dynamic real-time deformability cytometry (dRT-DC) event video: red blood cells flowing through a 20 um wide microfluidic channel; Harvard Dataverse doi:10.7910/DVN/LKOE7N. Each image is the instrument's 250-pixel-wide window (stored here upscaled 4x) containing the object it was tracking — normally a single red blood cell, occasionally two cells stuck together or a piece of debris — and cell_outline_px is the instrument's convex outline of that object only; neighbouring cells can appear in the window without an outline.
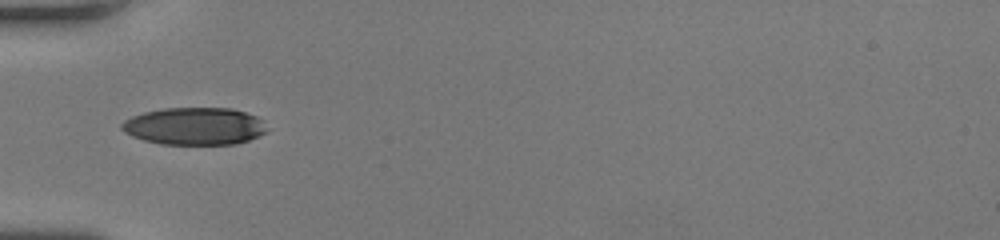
{"species": "human", "species_latin": "Homo sapiens", "temperature_condition": "room temperature", "stored_images_in_passage": 33, "camera_frame_rate_fps": 3000, "um_per_image_px": 0.085, "donor": {"sex": "female"}, "frame": {"image": 1, "passage_image": 1, "time_ms": 0.0, "image_size_px": [1000, 240], "cell_outline_px": [[268, 132], [248, 140], [236, 144], [160, 144], [144, 140], [132, 136], [124, 132], [120, 128], [120, 124], [124, 120], [132, 116], [144, 112], [164, 108], [232, 108], [256, 116], [264, 120]], "centroid_in_image_um": [16.54, 10.72], "position_along_channel_um": 68.5, "area_um2": 31.85}}
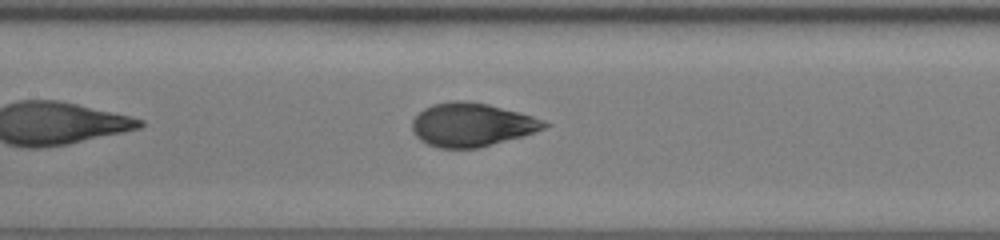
{"frame": {"image": 2, "passage_image": 8, "time_ms": 2.333, "image_size_px": [1000, 240], "cell_outline_px": [[552, 124], [544, 128], [520, 136], [492, 144], [476, 148], [440, 148], [428, 144], [420, 140], [412, 132], [412, 120], [424, 108], [432, 104], [452, 100], [460, 100], [488, 104], [520, 112], [544, 120]], "centroid_in_image_um": [40.07, 10.59], "position_along_channel_um": 167.3, "area_um2": 33.29}}
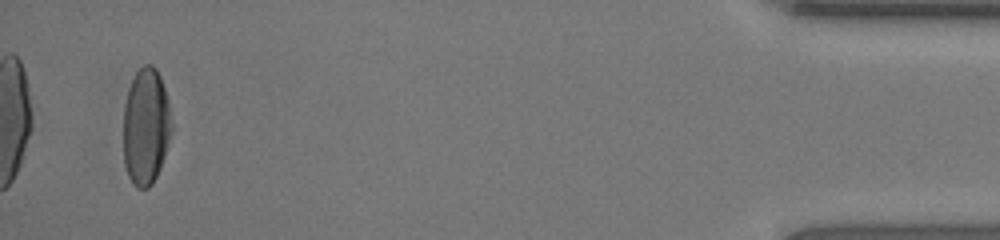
{"frame": {"image": 3, "passage_image": 31, "time_ms": 10.0, "image_size_px": [1000, 240], "cell_outline_px": [[172, 128], [164, 156], [160, 168], [152, 184], [148, 188], [136, 188], [132, 184], [128, 176], [124, 164], [124, 104], [128, 88], [136, 72], [144, 64], [152, 64], [156, 68], [160, 76], [168, 100], [172, 124]], "centroid_in_image_um": [12.39, 10.76], "position_along_channel_um": 422.8, "area_um2": 32.89}, "authors_computed_cell_mechanics": {"area_um2": 33.3506, "velocity_mm_per_s": 4.325, "shape_relaxation_time_tau1_ms": 3.2965, "shape_relaxation_time_tau2_ms": null, "deformation_change_tau1": 0.185, "deformation_change_tau2": null}}